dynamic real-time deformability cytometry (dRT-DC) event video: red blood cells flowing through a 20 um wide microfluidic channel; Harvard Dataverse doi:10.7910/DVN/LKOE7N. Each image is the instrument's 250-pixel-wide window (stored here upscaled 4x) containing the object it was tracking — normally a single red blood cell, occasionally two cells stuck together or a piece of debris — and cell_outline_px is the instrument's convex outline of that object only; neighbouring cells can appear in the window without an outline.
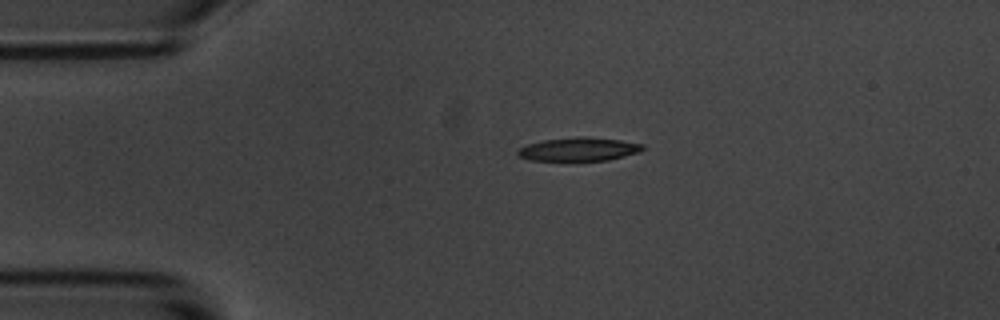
{"species": "common noctule bat (a hibernating species)", "species_latin": "Nyctalus noctula", "temperature_condition": "room temperature", "stored_images_in_passage": 3, "camera_frame_rate_fps": 3000, "um_per_image_px": 0.085, "animal": {"sex": "male", "body_mass_g": 20.1, "forearm_length_mm": 53.5}, "frame": {"image": 1, "passage_image": 1, "time_ms": 0.0, "image_size_px": [1000, 320], "cell_outline_px": [[644, 148], [640, 152], [608, 160], [528, 160], [520, 156], [516, 152], [520, 148], [528, 144], [544, 140], [576, 136], [584, 136], [620, 140], [644, 144]], "centroid_in_image_um": [49.22, 12.67], "position_along_channel_um": 35.8, "area_um2": 16.99}}
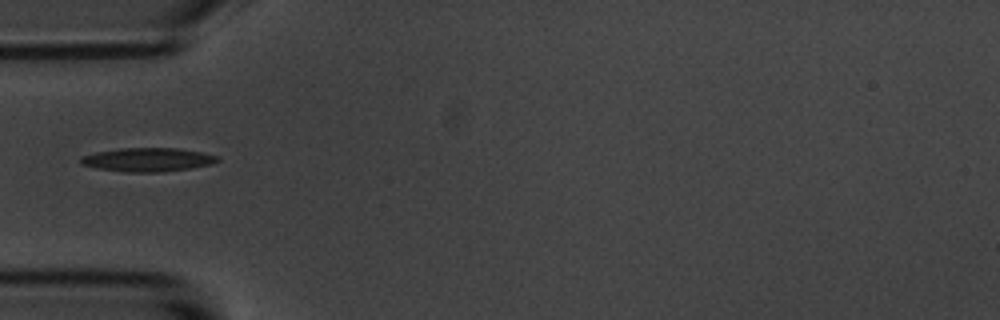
{"frame": {"image": 2, "passage_image": 3, "time_ms": 2.0, "image_size_px": [1000, 320], "cell_outline_px": [[220, 160], [212, 164], [192, 168], [164, 172], [128, 172], [96, 168], [80, 164], [80, 156], [96, 152], [120, 148], [176, 148], [200, 152], [220, 156]], "centroid_in_image_um": [12.56, 13.57], "position_along_channel_um": 72.4, "area_um2": 19.02}}